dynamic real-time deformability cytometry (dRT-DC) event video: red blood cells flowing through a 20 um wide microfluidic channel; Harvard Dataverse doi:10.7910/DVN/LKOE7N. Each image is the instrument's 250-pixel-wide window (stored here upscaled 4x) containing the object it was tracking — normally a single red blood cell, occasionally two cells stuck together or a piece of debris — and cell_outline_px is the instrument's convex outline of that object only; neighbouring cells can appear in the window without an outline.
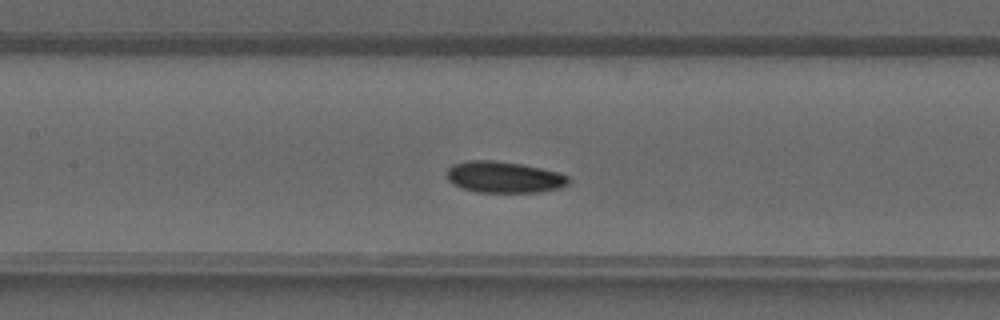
{"species": "common noctule bat (a hibernating species)", "species_latin": "Nyctalus noctula", "temperature_condition": "warm", "stored_images_in_passage": 36, "camera_frame_rate_fps": 3000, "um_per_image_px": 0.085, "animal": {"sex": "male", "forearm_length_mm": 52.5}, "frame": {"image": 1, "passage_image": 14, "time_ms": 4.333, "image_size_px": [1000, 320], "cell_outline_px": [[572, 180], [568, 184], [560, 188], [540, 192], [476, 192], [460, 188], [452, 184], [448, 180], [448, 168], [452, 164], [468, 160], [496, 160], [520, 164], [540, 168], [556, 172], [568, 176]], "centroid_in_image_um": [42.83, 15.06], "position_along_channel_um": 164.6, "area_um2": 22.37}}
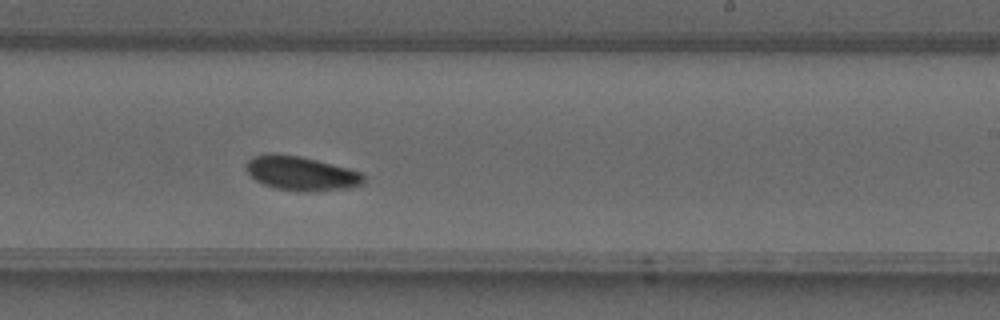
{"frame": {"image": 2, "passage_image": 20, "time_ms": 6.333, "image_size_px": [1000, 320], "cell_outline_px": [[364, 184], [344, 188], [308, 192], [304, 192], [276, 188], [264, 184], [256, 180], [244, 168], [244, 164], [252, 156], [300, 156], [348, 168], [360, 172], [364, 176]], "centroid_in_image_um": [25.62, 14.77], "position_along_channel_um": 263.4, "area_um2": 22.72}}
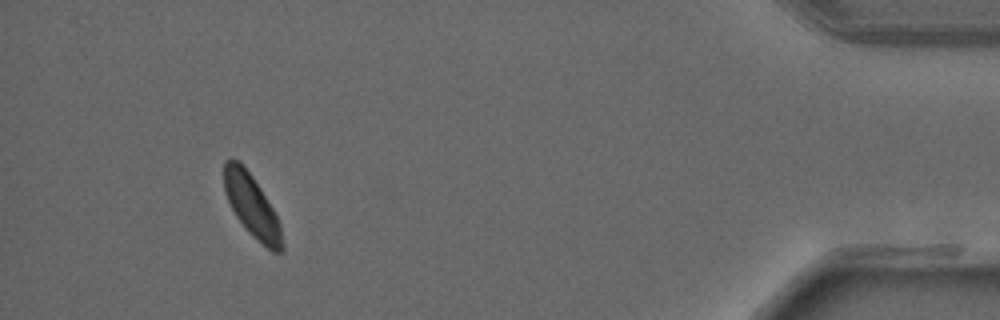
{"frame": {"image": 3, "passage_image": 33, "time_ms": 10.667, "image_size_px": [1000, 320], "cell_outline_px": [[284, 248], [280, 252], [272, 252], [248, 232], [236, 216], [224, 192], [224, 160], [240, 160], [252, 176], [260, 188], [272, 208], [280, 224], [284, 244]], "centroid_in_image_um": [21.41, 17.51], "position_along_channel_um": 413.8, "area_um2": 20.87}}